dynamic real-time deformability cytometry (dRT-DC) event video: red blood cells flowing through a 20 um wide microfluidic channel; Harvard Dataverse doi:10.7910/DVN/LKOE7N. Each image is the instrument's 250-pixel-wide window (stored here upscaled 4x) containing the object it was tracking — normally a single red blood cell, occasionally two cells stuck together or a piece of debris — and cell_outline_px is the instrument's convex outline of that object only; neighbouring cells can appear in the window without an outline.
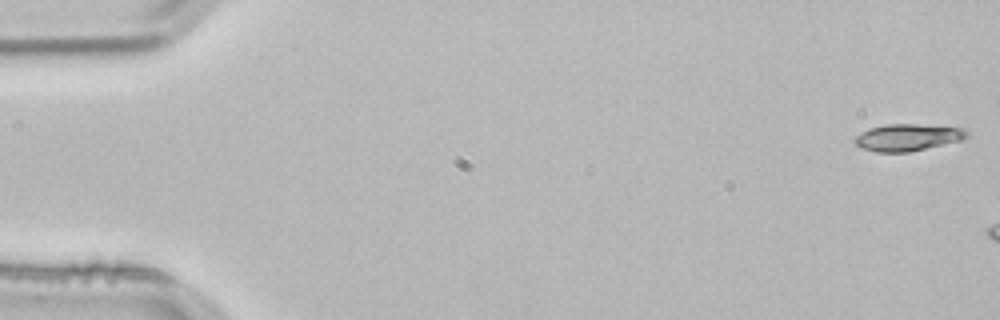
{"species": "common noctule bat (a hibernating species)", "species_latin": "Nyctalus noctula", "temperature_condition": "room temperature", "stored_images_in_passage": 7, "camera_frame_rate_fps": 3000, "um_per_image_px": 0.085, "animal": {"sex": "male", "body_mass_g": 21.5, "forearm_length_mm": 52.0}, "frame": {"image": 1, "passage_image": 1, "time_ms": 0.0, "image_size_px": [1000, 320], "cell_outline_px": [[968, 136], [964, 140], [908, 152], [876, 152], [860, 148], [852, 140], [860, 132], [868, 128], [888, 124], [916, 124], [964, 128], [968, 132]], "centroid_in_image_um": [77.13, 11.68], "position_along_channel_um": 7.9, "area_um2": 17.74}}